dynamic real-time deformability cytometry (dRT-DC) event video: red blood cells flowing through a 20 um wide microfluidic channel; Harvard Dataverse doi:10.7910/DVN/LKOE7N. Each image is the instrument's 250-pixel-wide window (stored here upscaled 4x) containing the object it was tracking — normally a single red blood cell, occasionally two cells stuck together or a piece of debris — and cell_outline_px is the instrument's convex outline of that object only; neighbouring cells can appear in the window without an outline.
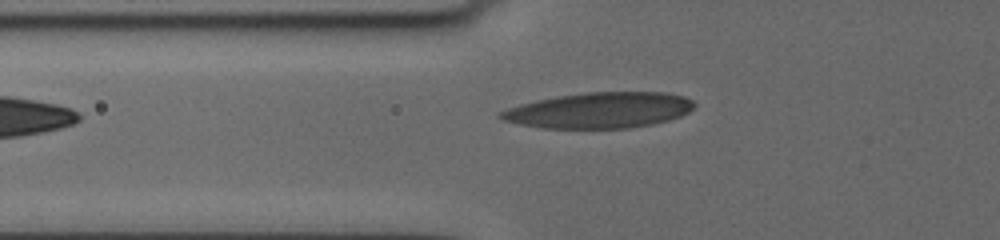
{"species": "human", "species_latin": "Homo sapiens", "temperature_condition": "cold", "stored_images_in_passage": 7, "camera_frame_rate_fps": 3000, "um_per_image_px": 0.085, "donor": {"sex": "female"}, "frame": {"image": 1, "passage_image": 7, "time_ms": 5.667, "image_size_px": [1000, 240], "cell_outline_px": [[696, 104], [688, 112], [680, 116], [668, 120], [652, 124], [628, 128], [544, 128], [520, 124], [504, 120], [496, 116], [496, 112], [520, 104], [536, 100], [556, 96], [584, 92], [664, 92], [684, 96], [692, 100]], "centroid_in_image_um": [50.92, 9.36], "position_along_channel_um": 74.9, "area_um2": 40.4}}